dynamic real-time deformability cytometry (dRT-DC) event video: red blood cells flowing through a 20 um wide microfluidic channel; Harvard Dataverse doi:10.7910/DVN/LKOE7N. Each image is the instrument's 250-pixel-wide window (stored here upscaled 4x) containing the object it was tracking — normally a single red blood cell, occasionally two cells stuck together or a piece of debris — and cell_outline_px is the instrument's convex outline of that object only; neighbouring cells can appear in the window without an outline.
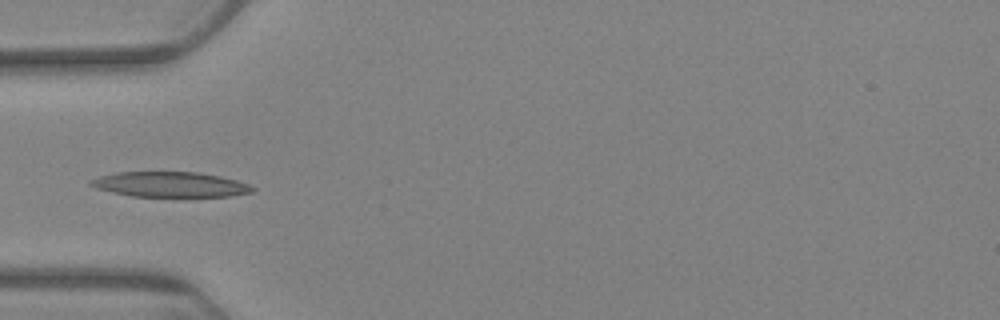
{"species": "Egyptian fruit bat (a non-hibernating species)", "species_latin": "Rousettus aegyptiacus", "temperature_condition": "warm", "stored_images_in_passage": 8, "camera_frame_rate_fps": 3000, "um_per_image_px": 0.085, "animal": {"sex": "female"}, "frame": {"image": 1, "passage_image": 5, "time_ms": 5.667, "image_size_px": [1000, 320], "cell_outline_px": [[256, 188], [252, 192], [232, 196], [132, 196], [112, 192], [96, 188], [88, 184], [88, 180], [100, 176], [116, 172], [196, 172], [220, 176], [236, 180], [248, 184]], "centroid_in_image_um": [14.44, 15.67], "position_along_channel_um": 70.6, "area_um2": 23.64}}
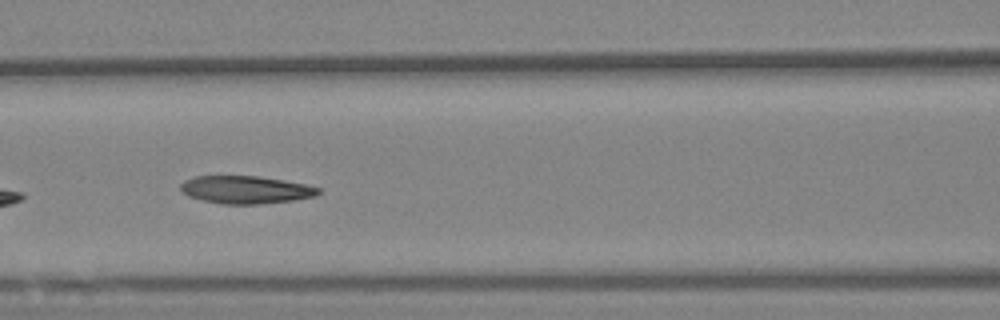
{"frame": {"image": 2, "passage_image": 7, "time_ms": 8.0, "image_size_px": [1000, 320], "cell_outline_px": [[320, 192], [316, 196], [296, 200], [260, 204], [220, 204], [188, 196], [180, 192], [180, 184], [184, 180], [196, 176], [256, 176], [304, 184], [320, 188]], "centroid_in_image_um": [20.85, 16.13], "position_along_channel_um": 145.7, "area_um2": 22.25}}
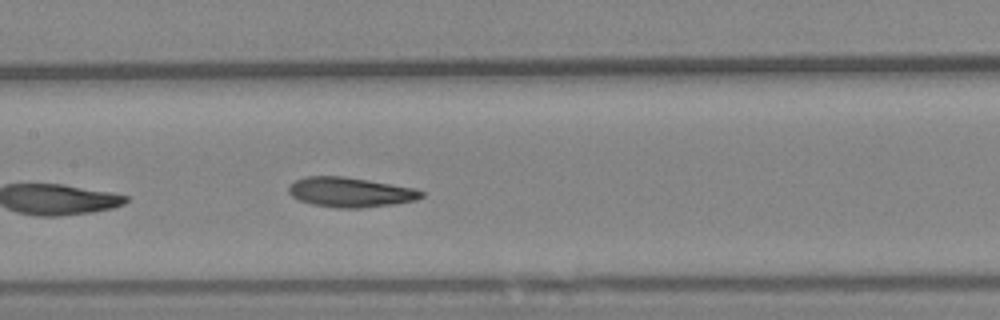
{"frame": {"image": 3, "passage_image": 8, "time_ms": 9.0, "image_size_px": [1000, 320], "cell_outline_px": [[424, 196], [416, 200], [392, 204], [364, 208], [336, 208], [312, 204], [300, 200], [292, 196], [288, 192], [288, 188], [296, 180], [304, 176], [344, 176], [416, 188], [424, 192]], "centroid_in_image_um": [29.79, 16.34], "position_along_channel_um": 177.6, "area_um2": 23.06}}